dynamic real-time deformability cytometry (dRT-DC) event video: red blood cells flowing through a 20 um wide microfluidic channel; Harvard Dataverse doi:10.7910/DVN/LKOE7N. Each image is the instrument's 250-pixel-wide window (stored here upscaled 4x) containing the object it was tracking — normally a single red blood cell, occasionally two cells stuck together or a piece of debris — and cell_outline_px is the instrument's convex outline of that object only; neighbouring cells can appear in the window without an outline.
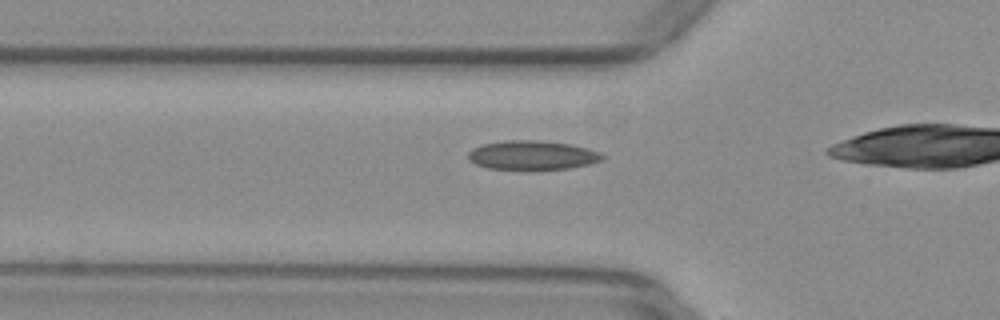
{"species": "common noctule bat (a hibernating species)", "species_latin": "Nyctalus noctula", "temperature_condition": "warm", "stored_images_in_passage": 6, "camera_frame_rate_fps": 3000, "um_per_image_px": 0.085, "animal": {"sex": "female", "body_mass_g": 29.2, "forearm_length_mm": 56.3}, "frame": {"image": 1, "passage_image": 5, "time_ms": 1.333, "image_size_px": [1000, 320], "cell_outline_px": [[604, 160], [588, 164], [568, 168], [488, 168], [476, 164], [468, 160], [468, 152], [472, 148], [484, 144], [504, 140], [540, 140], [572, 144], [588, 148], [600, 152], [604, 156]], "centroid_in_image_um": [45.25, 13.16], "position_along_channel_um": 80.5, "area_um2": 22.48}}